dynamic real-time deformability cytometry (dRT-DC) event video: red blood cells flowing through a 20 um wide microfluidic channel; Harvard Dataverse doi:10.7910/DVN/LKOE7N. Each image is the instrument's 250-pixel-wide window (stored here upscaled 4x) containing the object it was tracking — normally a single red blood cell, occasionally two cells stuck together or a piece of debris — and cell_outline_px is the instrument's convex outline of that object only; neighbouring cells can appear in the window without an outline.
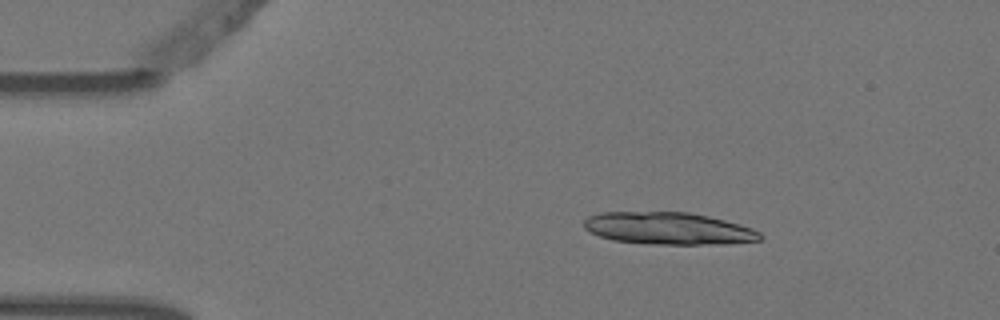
{"species": "Egyptian fruit bat (a non-hibernating species)", "species_latin": "Rousettus aegyptiacus", "temperature_condition": "warm", "stored_images_in_passage": 4, "camera_frame_rate_fps": 3000, "um_per_image_px": 0.085, "animal": {"sex": "female"}, "frame": {"image": 1, "passage_image": 2, "time_ms": 0.333, "image_size_px": [1000, 320], "cell_outline_px": [[764, 236], [760, 240], [728, 244], [656, 244], [612, 240], [588, 232], [584, 228], [584, 220], [588, 216], [600, 212], [688, 212], [708, 216], [740, 224], [752, 228], [760, 232]], "centroid_in_image_um": [56.82, 19.42], "position_along_channel_um": 28.2, "area_um2": 33.18}}
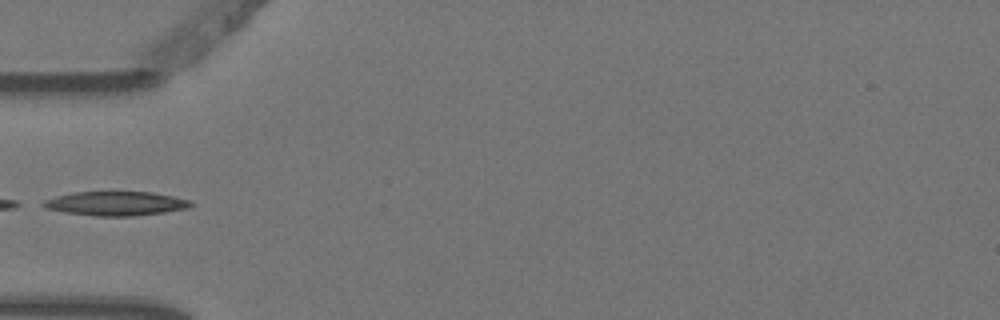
{"frame": {"image": 2, "passage_image": 4, "time_ms": 1.0, "image_size_px": [1000, 320], "cell_outline_px": [[192, 204], [188, 208], [164, 212], [132, 216], [92, 216], [64, 212], [44, 208], [36, 204], [44, 200], [56, 196], [72, 192], [152, 192], [172, 196], [188, 200]], "centroid_in_image_um": [9.74, 17.3], "position_along_channel_um": 75.3, "area_um2": 20.81}}